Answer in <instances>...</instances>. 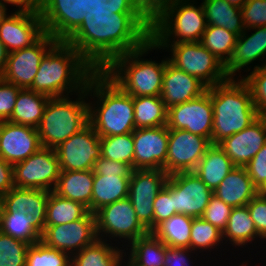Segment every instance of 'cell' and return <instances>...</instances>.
<instances>
[{
  "label": "cell",
  "instance_id": "6da1fadb",
  "mask_svg": "<svg viewBox=\"0 0 266 266\" xmlns=\"http://www.w3.org/2000/svg\"><path fill=\"white\" fill-rule=\"evenodd\" d=\"M152 7H113L107 0L86 14L65 41L96 69L150 40Z\"/></svg>",
  "mask_w": 266,
  "mask_h": 266
},
{
  "label": "cell",
  "instance_id": "7a4b0ae2",
  "mask_svg": "<svg viewBox=\"0 0 266 266\" xmlns=\"http://www.w3.org/2000/svg\"><path fill=\"white\" fill-rule=\"evenodd\" d=\"M95 71L77 49L65 41H58L41 59L29 89L51 98L68 96L72 91L84 90Z\"/></svg>",
  "mask_w": 266,
  "mask_h": 266
},
{
  "label": "cell",
  "instance_id": "3957f363",
  "mask_svg": "<svg viewBox=\"0 0 266 266\" xmlns=\"http://www.w3.org/2000/svg\"><path fill=\"white\" fill-rule=\"evenodd\" d=\"M86 89L87 94H91L88 96H95L100 101H96V107L89 103V124L100 137L131 133L136 129L133 97L102 70H96L89 77Z\"/></svg>",
  "mask_w": 266,
  "mask_h": 266
},
{
  "label": "cell",
  "instance_id": "277c9868",
  "mask_svg": "<svg viewBox=\"0 0 266 266\" xmlns=\"http://www.w3.org/2000/svg\"><path fill=\"white\" fill-rule=\"evenodd\" d=\"M213 126L211 144H219L250 126L259 117L251 91L242 80L229 78L211 87Z\"/></svg>",
  "mask_w": 266,
  "mask_h": 266
},
{
  "label": "cell",
  "instance_id": "5b68a950",
  "mask_svg": "<svg viewBox=\"0 0 266 266\" xmlns=\"http://www.w3.org/2000/svg\"><path fill=\"white\" fill-rule=\"evenodd\" d=\"M190 0H155L152 3L150 39L155 44L200 42L206 30L202 4ZM173 36L172 42L170 41Z\"/></svg>",
  "mask_w": 266,
  "mask_h": 266
},
{
  "label": "cell",
  "instance_id": "8992f818",
  "mask_svg": "<svg viewBox=\"0 0 266 266\" xmlns=\"http://www.w3.org/2000/svg\"><path fill=\"white\" fill-rule=\"evenodd\" d=\"M156 48L150 39L142 47L115 57L102 71L132 97L161 96L167 59L161 63L141 59Z\"/></svg>",
  "mask_w": 266,
  "mask_h": 266
},
{
  "label": "cell",
  "instance_id": "52a82bcc",
  "mask_svg": "<svg viewBox=\"0 0 266 266\" xmlns=\"http://www.w3.org/2000/svg\"><path fill=\"white\" fill-rule=\"evenodd\" d=\"M87 95L85 88L76 101L68 96L49 99L37 127L42 147L56 149L89 124V103L84 100Z\"/></svg>",
  "mask_w": 266,
  "mask_h": 266
},
{
  "label": "cell",
  "instance_id": "ba28073f",
  "mask_svg": "<svg viewBox=\"0 0 266 266\" xmlns=\"http://www.w3.org/2000/svg\"><path fill=\"white\" fill-rule=\"evenodd\" d=\"M157 49L170 47L171 58L168 61L176 68L198 78L208 88L229 79L224 64L220 62L200 42H180L177 44H156Z\"/></svg>",
  "mask_w": 266,
  "mask_h": 266
},
{
  "label": "cell",
  "instance_id": "9c48e42d",
  "mask_svg": "<svg viewBox=\"0 0 266 266\" xmlns=\"http://www.w3.org/2000/svg\"><path fill=\"white\" fill-rule=\"evenodd\" d=\"M60 172L56 150L41 147L24 161L13 165L14 185L18 188L54 191Z\"/></svg>",
  "mask_w": 266,
  "mask_h": 266
},
{
  "label": "cell",
  "instance_id": "30bf717a",
  "mask_svg": "<svg viewBox=\"0 0 266 266\" xmlns=\"http://www.w3.org/2000/svg\"><path fill=\"white\" fill-rule=\"evenodd\" d=\"M168 174L163 169H133L128 198L140 223L149 231L154 230L153 202L164 188Z\"/></svg>",
  "mask_w": 266,
  "mask_h": 266
},
{
  "label": "cell",
  "instance_id": "8fae6325",
  "mask_svg": "<svg viewBox=\"0 0 266 266\" xmlns=\"http://www.w3.org/2000/svg\"><path fill=\"white\" fill-rule=\"evenodd\" d=\"M97 239L96 216L88 212L83 218L67 224L45 226L40 241L72 256Z\"/></svg>",
  "mask_w": 266,
  "mask_h": 266
},
{
  "label": "cell",
  "instance_id": "7c38bea8",
  "mask_svg": "<svg viewBox=\"0 0 266 266\" xmlns=\"http://www.w3.org/2000/svg\"><path fill=\"white\" fill-rule=\"evenodd\" d=\"M95 216L98 239H101L102 234H109L112 238H124L132 242L149 233L138 220L128 197L102 207Z\"/></svg>",
  "mask_w": 266,
  "mask_h": 266
},
{
  "label": "cell",
  "instance_id": "4fadbf2b",
  "mask_svg": "<svg viewBox=\"0 0 266 266\" xmlns=\"http://www.w3.org/2000/svg\"><path fill=\"white\" fill-rule=\"evenodd\" d=\"M212 126L211 87L195 99L168 108L167 127L169 129L187 130L211 142Z\"/></svg>",
  "mask_w": 266,
  "mask_h": 266
},
{
  "label": "cell",
  "instance_id": "5bb4252c",
  "mask_svg": "<svg viewBox=\"0 0 266 266\" xmlns=\"http://www.w3.org/2000/svg\"><path fill=\"white\" fill-rule=\"evenodd\" d=\"M57 42L45 32L31 46L10 52L2 79L21 89H29L38 72L41 59Z\"/></svg>",
  "mask_w": 266,
  "mask_h": 266
},
{
  "label": "cell",
  "instance_id": "9a60e30c",
  "mask_svg": "<svg viewBox=\"0 0 266 266\" xmlns=\"http://www.w3.org/2000/svg\"><path fill=\"white\" fill-rule=\"evenodd\" d=\"M61 171L92 170L101 157L100 136L88 124L56 149Z\"/></svg>",
  "mask_w": 266,
  "mask_h": 266
},
{
  "label": "cell",
  "instance_id": "2e32d148",
  "mask_svg": "<svg viewBox=\"0 0 266 266\" xmlns=\"http://www.w3.org/2000/svg\"><path fill=\"white\" fill-rule=\"evenodd\" d=\"M211 142L187 130L169 129L166 164L168 174L194 171Z\"/></svg>",
  "mask_w": 266,
  "mask_h": 266
},
{
  "label": "cell",
  "instance_id": "e0dca14e",
  "mask_svg": "<svg viewBox=\"0 0 266 266\" xmlns=\"http://www.w3.org/2000/svg\"><path fill=\"white\" fill-rule=\"evenodd\" d=\"M44 31L57 41H66L82 24L83 0H41Z\"/></svg>",
  "mask_w": 266,
  "mask_h": 266
},
{
  "label": "cell",
  "instance_id": "ac0fdd59",
  "mask_svg": "<svg viewBox=\"0 0 266 266\" xmlns=\"http://www.w3.org/2000/svg\"><path fill=\"white\" fill-rule=\"evenodd\" d=\"M212 196L213 191L193 171L172 174V199L176 214L199 218Z\"/></svg>",
  "mask_w": 266,
  "mask_h": 266
},
{
  "label": "cell",
  "instance_id": "d6986e66",
  "mask_svg": "<svg viewBox=\"0 0 266 266\" xmlns=\"http://www.w3.org/2000/svg\"><path fill=\"white\" fill-rule=\"evenodd\" d=\"M168 138L167 125L135 129L134 169H163L166 164Z\"/></svg>",
  "mask_w": 266,
  "mask_h": 266
},
{
  "label": "cell",
  "instance_id": "ffe728a7",
  "mask_svg": "<svg viewBox=\"0 0 266 266\" xmlns=\"http://www.w3.org/2000/svg\"><path fill=\"white\" fill-rule=\"evenodd\" d=\"M44 33L39 12L16 10L0 25V40L9 53L31 46Z\"/></svg>",
  "mask_w": 266,
  "mask_h": 266
},
{
  "label": "cell",
  "instance_id": "44dd1931",
  "mask_svg": "<svg viewBox=\"0 0 266 266\" xmlns=\"http://www.w3.org/2000/svg\"><path fill=\"white\" fill-rule=\"evenodd\" d=\"M42 147L37 128L0 122V157L14 165L24 161Z\"/></svg>",
  "mask_w": 266,
  "mask_h": 266
},
{
  "label": "cell",
  "instance_id": "7402d4cb",
  "mask_svg": "<svg viewBox=\"0 0 266 266\" xmlns=\"http://www.w3.org/2000/svg\"><path fill=\"white\" fill-rule=\"evenodd\" d=\"M266 143V117H259L242 131L218 145L237 167H245Z\"/></svg>",
  "mask_w": 266,
  "mask_h": 266
},
{
  "label": "cell",
  "instance_id": "603a6c76",
  "mask_svg": "<svg viewBox=\"0 0 266 266\" xmlns=\"http://www.w3.org/2000/svg\"><path fill=\"white\" fill-rule=\"evenodd\" d=\"M51 191L13 187L1 196L0 213H22L31 217L33 223L45 229L46 206Z\"/></svg>",
  "mask_w": 266,
  "mask_h": 266
},
{
  "label": "cell",
  "instance_id": "cb8c5ba5",
  "mask_svg": "<svg viewBox=\"0 0 266 266\" xmlns=\"http://www.w3.org/2000/svg\"><path fill=\"white\" fill-rule=\"evenodd\" d=\"M208 87L198 78L172 65L167 58L161 98L167 108L201 96Z\"/></svg>",
  "mask_w": 266,
  "mask_h": 266
},
{
  "label": "cell",
  "instance_id": "d4e9b609",
  "mask_svg": "<svg viewBox=\"0 0 266 266\" xmlns=\"http://www.w3.org/2000/svg\"><path fill=\"white\" fill-rule=\"evenodd\" d=\"M251 35H246V29L237 37L232 55L224 65L225 73L234 78L235 73L248 66L258 58L266 55V26L253 27Z\"/></svg>",
  "mask_w": 266,
  "mask_h": 266
},
{
  "label": "cell",
  "instance_id": "484cf974",
  "mask_svg": "<svg viewBox=\"0 0 266 266\" xmlns=\"http://www.w3.org/2000/svg\"><path fill=\"white\" fill-rule=\"evenodd\" d=\"M257 194L258 189L253 185L245 167L237 166L213 192L214 196L232 208L246 206Z\"/></svg>",
  "mask_w": 266,
  "mask_h": 266
},
{
  "label": "cell",
  "instance_id": "4316f807",
  "mask_svg": "<svg viewBox=\"0 0 266 266\" xmlns=\"http://www.w3.org/2000/svg\"><path fill=\"white\" fill-rule=\"evenodd\" d=\"M93 170L61 171L54 192L80 202L92 212Z\"/></svg>",
  "mask_w": 266,
  "mask_h": 266
},
{
  "label": "cell",
  "instance_id": "83f0119b",
  "mask_svg": "<svg viewBox=\"0 0 266 266\" xmlns=\"http://www.w3.org/2000/svg\"><path fill=\"white\" fill-rule=\"evenodd\" d=\"M235 167L218 144H211L193 172L214 192Z\"/></svg>",
  "mask_w": 266,
  "mask_h": 266
},
{
  "label": "cell",
  "instance_id": "f1b7e54d",
  "mask_svg": "<svg viewBox=\"0 0 266 266\" xmlns=\"http://www.w3.org/2000/svg\"><path fill=\"white\" fill-rule=\"evenodd\" d=\"M130 177L118 173H94L92 213L102 207L128 197Z\"/></svg>",
  "mask_w": 266,
  "mask_h": 266
},
{
  "label": "cell",
  "instance_id": "f546056e",
  "mask_svg": "<svg viewBox=\"0 0 266 266\" xmlns=\"http://www.w3.org/2000/svg\"><path fill=\"white\" fill-rule=\"evenodd\" d=\"M50 98L31 89H20L14 111L8 121L37 128Z\"/></svg>",
  "mask_w": 266,
  "mask_h": 266
},
{
  "label": "cell",
  "instance_id": "4dcf8cb0",
  "mask_svg": "<svg viewBox=\"0 0 266 266\" xmlns=\"http://www.w3.org/2000/svg\"><path fill=\"white\" fill-rule=\"evenodd\" d=\"M202 7L207 25L223 27L237 36L245 30L241 8L226 0H203Z\"/></svg>",
  "mask_w": 266,
  "mask_h": 266
},
{
  "label": "cell",
  "instance_id": "1f68e13d",
  "mask_svg": "<svg viewBox=\"0 0 266 266\" xmlns=\"http://www.w3.org/2000/svg\"><path fill=\"white\" fill-rule=\"evenodd\" d=\"M97 239L71 256V266H119L124 250Z\"/></svg>",
  "mask_w": 266,
  "mask_h": 266
},
{
  "label": "cell",
  "instance_id": "d6a6232c",
  "mask_svg": "<svg viewBox=\"0 0 266 266\" xmlns=\"http://www.w3.org/2000/svg\"><path fill=\"white\" fill-rule=\"evenodd\" d=\"M192 221V217L177 213L161 222L152 233L167 246L190 248Z\"/></svg>",
  "mask_w": 266,
  "mask_h": 266
},
{
  "label": "cell",
  "instance_id": "836d02e7",
  "mask_svg": "<svg viewBox=\"0 0 266 266\" xmlns=\"http://www.w3.org/2000/svg\"><path fill=\"white\" fill-rule=\"evenodd\" d=\"M133 105L136 129L167 125L168 108L161 96L133 97Z\"/></svg>",
  "mask_w": 266,
  "mask_h": 266
},
{
  "label": "cell",
  "instance_id": "e575fe53",
  "mask_svg": "<svg viewBox=\"0 0 266 266\" xmlns=\"http://www.w3.org/2000/svg\"><path fill=\"white\" fill-rule=\"evenodd\" d=\"M89 212L80 202L61 197L51 191L46 206L45 226L67 224L83 218Z\"/></svg>",
  "mask_w": 266,
  "mask_h": 266
},
{
  "label": "cell",
  "instance_id": "d590c367",
  "mask_svg": "<svg viewBox=\"0 0 266 266\" xmlns=\"http://www.w3.org/2000/svg\"><path fill=\"white\" fill-rule=\"evenodd\" d=\"M222 237L228 238L235 246L247 245L257 237L262 239L257 233L247 206L232 208Z\"/></svg>",
  "mask_w": 266,
  "mask_h": 266
},
{
  "label": "cell",
  "instance_id": "8d00e7d4",
  "mask_svg": "<svg viewBox=\"0 0 266 266\" xmlns=\"http://www.w3.org/2000/svg\"><path fill=\"white\" fill-rule=\"evenodd\" d=\"M0 231L14 239L32 245L40 242L42 231L33 223L26 214L0 213Z\"/></svg>",
  "mask_w": 266,
  "mask_h": 266
},
{
  "label": "cell",
  "instance_id": "74e56055",
  "mask_svg": "<svg viewBox=\"0 0 266 266\" xmlns=\"http://www.w3.org/2000/svg\"><path fill=\"white\" fill-rule=\"evenodd\" d=\"M130 257L140 266H163L165 244L152 232L129 243Z\"/></svg>",
  "mask_w": 266,
  "mask_h": 266
},
{
  "label": "cell",
  "instance_id": "f35d334b",
  "mask_svg": "<svg viewBox=\"0 0 266 266\" xmlns=\"http://www.w3.org/2000/svg\"><path fill=\"white\" fill-rule=\"evenodd\" d=\"M237 37L236 34L225 30L223 27L207 25L200 44L225 65L232 55Z\"/></svg>",
  "mask_w": 266,
  "mask_h": 266
},
{
  "label": "cell",
  "instance_id": "ab89813d",
  "mask_svg": "<svg viewBox=\"0 0 266 266\" xmlns=\"http://www.w3.org/2000/svg\"><path fill=\"white\" fill-rule=\"evenodd\" d=\"M101 156L118 162H125L134 169L133 132L117 136L100 137Z\"/></svg>",
  "mask_w": 266,
  "mask_h": 266
},
{
  "label": "cell",
  "instance_id": "60d3db41",
  "mask_svg": "<svg viewBox=\"0 0 266 266\" xmlns=\"http://www.w3.org/2000/svg\"><path fill=\"white\" fill-rule=\"evenodd\" d=\"M26 266H71V256L40 241L28 247Z\"/></svg>",
  "mask_w": 266,
  "mask_h": 266
},
{
  "label": "cell",
  "instance_id": "b9f144b4",
  "mask_svg": "<svg viewBox=\"0 0 266 266\" xmlns=\"http://www.w3.org/2000/svg\"><path fill=\"white\" fill-rule=\"evenodd\" d=\"M220 241H223L222 231L201 217L193 218L190 237L191 250L213 249V246H218Z\"/></svg>",
  "mask_w": 266,
  "mask_h": 266
},
{
  "label": "cell",
  "instance_id": "7bdbcfd3",
  "mask_svg": "<svg viewBox=\"0 0 266 266\" xmlns=\"http://www.w3.org/2000/svg\"><path fill=\"white\" fill-rule=\"evenodd\" d=\"M29 246L0 231V266H26Z\"/></svg>",
  "mask_w": 266,
  "mask_h": 266
},
{
  "label": "cell",
  "instance_id": "ee69618b",
  "mask_svg": "<svg viewBox=\"0 0 266 266\" xmlns=\"http://www.w3.org/2000/svg\"><path fill=\"white\" fill-rule=\"evenodd\" d=\"M249 87L253 103L261 117H266V63L254 66V70L242 79Z\"/></svg>",
  "mask_w": 266,
  "mask_h": 266
},
{
  "label": "cell",
  "instance_id": "f6af8a7d",
  "mask_svg": "<svg viewBox=\"0 0 266 266\" xmlns=\"http://www.w3.org/2000/svg\"><path fill=\"white\" fill-rule=\"evenodd\" d=\"M154 229L163 221L176 214L172 199V174L168 176L164 188L156 195L153 202Z\"/></svg>",
  "mask_w": 266,
  "mask_h": 266
},
{
  "label": "cell",
  "instance_id": "bcb514c9",
  "mask_svg": "<svg viewBox=\"0 0 266 266\" xmlns=\"http://www.w3.org/2000/svg\"><path fill=\"white\" fill-rule=\"evenodd\" d=\"M232 207L216 196H212L201 218L210 222L220 231H224L231 214Z\"/></svg>",
  "mask_w": 266,
  "mask_h": 266
},
{
  "label": "cell",
  "instance_id": "7dc6e473",
  "mask_svg": "<svg viewBox=\"0 0 266 266\" xmlns=\"http://www.w3.org/2000/svg\"><path fill=\"white\" fill-rule=\"evenodd\" d=\"M241 12L246 30L266 26V0H248Z\"/></svg>",
  "mask_w": 266,
  "mask_h": 266
},
{
  "label": "cell",
  "instance_id": "c3c4849f",
  "mask_svg": "<svg viewBox=\"0 0 266 266\" xmlns=\"http://www.w3.org/2000/svg\"><path fill=\"white\" fill-rule=\"evenodd\" d=\"M20 89V87L0 79V122L10 119Z\"/></svg>",
  "mask_w": 266,
  "mask_h": 266
},
{
  "label": "cell",
  "instance_id": "681fc988",
  "mask_svg": "<svg viewBox=\"0 0 266 266\" xmlns=\"http://www.w3.org/2000/svg\"><path fill=\"white\" fill-rule=\"evenodd\" d=\"M253 185L259 190L266 182V143L245 166Z\"/></svg>",
  "mask_w": 266,
  "mask_h": 266
},
{
  "label": "cell",
  "instance_id": "f907efd6",
  "mask_svg": "<svg viewBox=\"0 0 266 266\" xmlns=\"http://www.w3.org/2000/svg\"><path fill=\"white\" fill-rule=\"evenodd\" d=\"M258 235L266 238V197L257 194L247 205Z\"/></svg>",
  "mask_w": 266,
  "mask_h": 266
},
{
  "label": "cell",
  "instance_id": "816d5d0a",
  "mask_svg": "<svg viewBox=\"0 0 266 266\" xmlns=\"http://www.w3.org/2000/svg\"><path fill=\"white\" fill-rule=\"evenodd\" d=\"M93 173H118L121 177H131L133 168L125 162H118L100 157L95 161Z\"/></svg>",
  "mask_w": 266,
  "mask_h": 266
},
{
  "label": "cell",
  "instance_id": "f5cc1de1",
  "mask_svg": "<svg viewBox=\"0 0 266 266\" xmlns=\"http://www.w3.org/2000/svg\"><path fill=\"white\" fill-rule=\"evenodd\" d=\"M190 248H178L165 245V257L163 266H189ZM189 256V257H187Z\"/></svg>",
  "mask_w": 266,
  "mask_h": 266
},
{
  "label": "cell",
  "instance_id": "db71d44e",
  "mask_svg": "<svg viewBox=\"0 0 266 266\" xmlns=\"http://www.w3.org/2000/svg\"><path fill=\"white\" fill-rule=\"evenodd\" d=\"M14 185L13 165L0 157V196L9 192Z\"/></svg>",
  "mask_w": 266,
  "mask_h": 266
},
{
  "label": "cell",
  "instance_id": "11a10c76",
  "mask_svg": "<svg viewBox=\"0 0 266 266\" xmlns=\"http://www.w3.org/2000/svg\"><path fill=\"white\" fill-rule=\"evenodd\" d=\"M5 4L18 6L19 11L39 12L41 0H2Z\"/></svg>",
  "mask_w": 266,
  "mask_h": 266
},
{
  "label": "cell",
  "instance_id": "9f6ffc18",
  "mask_svg": "<svg viewBox=\"0 0 266 266\" xmlns=\"http://www.w3.org/2000/svg\"><path fill=\"white\" fill-rule=\"evenodd\" d=\"M8 54L9 52L7 51L2 41L0 40V79H2L6 69Z\"/></svg>",
  "mask_w": 266,
  "mask_h": 266
},
{
  "label": "cell",
  "instance_id": "6f0895ef",
  "mask_svg": "<svg viewBox=\"0 0 266 266\" xmlns=\"http://www.w3.org/2000/svg\"><path fill=\"white\" fill-rule=\"evenodd\" d=\"M103 3V0H83V12L89 13V11L96 6Z\"/></svg>",
  "mask_w": 266,
  "mask_h": 266
},
{
  "label": "cell",
  "instance_id": "680465c9",
  "mask_svg": "<svg viewBox=\"0 0 266 266\" xmlns=\"http://www.w3.org/2000/svg\"><path fill=\"white\" fill-rule=\"evenodd\" d=\"M6 11H7L6 4L2 0H0V25L9 16L6 14L7 13Z\"/></svg>",
  "mask_w": 266,
  "mask_h": 266
},
{
  "label": "cell",
  "instance_id": "91938a15",
  "mask_svg": "<svg viewBox=\"0 0 266 266\" xmlns=\"http://www.w3.org/2000/svg\"><path fill=\"white\" fill-rule=\"evenodd\" d=\"M226 1L235 7L242 8L248 0H226Z\"/></svg>",
  "mask_w": 266,
  "mask_h": 266
},
{
  "label": "cell",
  "instance_id": "94428289",
  "mask_svg": "<svg viewBox=\"0 0 266 266\" xmlns=\"http://www.w3.org/2000/svg\"><path fill=\"white\" fill-rule=\"evenodd\" d=\"M123 255H122V258H121V261H120V265L119 266H122V261H123ZM129 259H128V263L126 266H140L139 264H137L129 255H128Z\"/></svg>",
  "mask_w": 266,
  "mask_h": 266
},
{
  "label": "cell",
  "instance_id": "6125c7cd",
  "mask_svg": "<svg viewBox=\"0 0 266 266\" xmlns=\"http://www.w3.org/2000/svg\"><path fill=\"white\" fill-rule=\"evenodd\" d=\"M258 194L266 197V182L265 184L258 190Z\"/></svg>",
  "mask_w": 266,
  "mask_h": 266
},
{
  "label": "cell",
  "instance_id": "be15d7a7",
  "mask_svg": "<svg viewBox=\"0 0 266 266\" xmlns=\"http://www.w3.org/2000/svg\"><path fill=\"white\" fill-rule=\"evenodd\" d=\"M0 212H1V196H0Z\"/></svg>",
  "mask_w": 266,
  "mask_h": 266
}]
</instances>
